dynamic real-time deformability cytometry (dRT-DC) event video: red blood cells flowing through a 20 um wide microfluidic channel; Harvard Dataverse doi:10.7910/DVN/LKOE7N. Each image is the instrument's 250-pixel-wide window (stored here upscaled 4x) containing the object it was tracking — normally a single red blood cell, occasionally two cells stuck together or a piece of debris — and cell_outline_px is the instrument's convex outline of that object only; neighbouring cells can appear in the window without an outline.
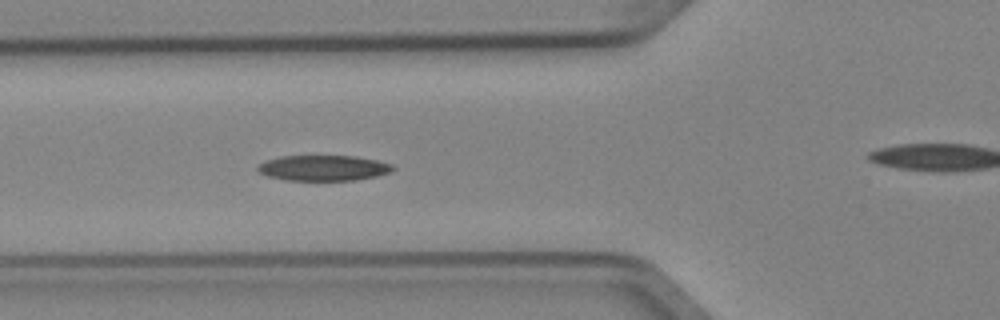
{"species": "Egyptian fruit bat (a non-hibernating species)", "species_latin": "Rousettus aegyptiacus", "temperature_condition": "cold", "stored_images_in_passage": 6, "segment_of_instrument_passage": [1, 2], "camera_frame_rate_fps": 3000, "um_per_image_px": 0.085, "animal": {"sex": "female"}, "frame": {"image": 1, "passage_image": 5, "time_ms": 1.333, "image_size_px": [1000, 320], "cell_outline_px": [[396, 168], [392, 172], [376, 176], [356, 180], [288, 180], [268, 176], [260, 172], [256, 168], [264, 160], [280, 156], [356, 156], [376, 160], [392, 164]], "centroid_in_image_um": [27.52, 14.27], "position_along_channel_um": 98.3, "area_um2": 20.11}}